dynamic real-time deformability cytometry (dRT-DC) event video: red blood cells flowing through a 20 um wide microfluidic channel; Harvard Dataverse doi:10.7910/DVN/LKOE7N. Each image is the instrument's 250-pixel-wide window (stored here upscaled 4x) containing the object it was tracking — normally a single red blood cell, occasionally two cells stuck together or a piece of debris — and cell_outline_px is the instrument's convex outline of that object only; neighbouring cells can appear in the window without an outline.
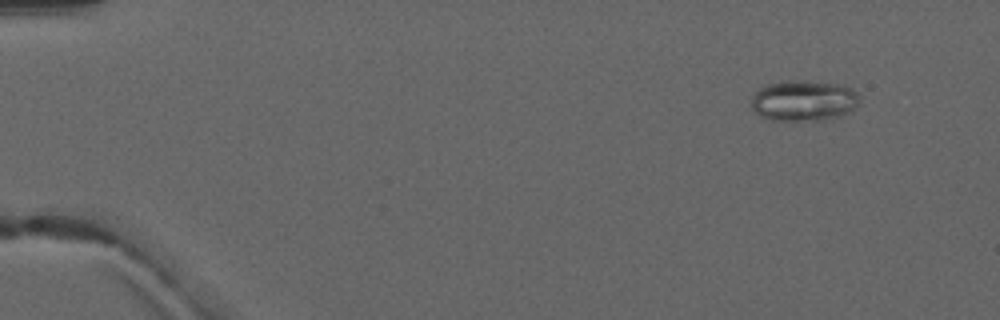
{"species": "common noctule bat (a hibernating species)", "species_latin": "Nyctalus noctula", "temperature_condition": "warm", "stored_images_in_passage": 5, "camera_frame_rate_fps": 3000, "um_per_image_px": 0.085, "animal": {"sex": "male", "forearm_length_mm": 52.5}, "frame": {"image": 1, "passage_image": 1, "time_ms": 0.0, "image_size_px": [1000, 320], "cell_outline_px": [[860, 96], [856, 104], [848, 112], [840, 116], [820, 120], [772, 120], [760, 116], [752, 108], [752, 96], [764, 84], [784, 80], [804, 80], [844, 84], [852, 88]], "centroid_in_image_um": [68.3, 8.52], "position_along_channel_um": 16.7, "area_um2": 25.89}}